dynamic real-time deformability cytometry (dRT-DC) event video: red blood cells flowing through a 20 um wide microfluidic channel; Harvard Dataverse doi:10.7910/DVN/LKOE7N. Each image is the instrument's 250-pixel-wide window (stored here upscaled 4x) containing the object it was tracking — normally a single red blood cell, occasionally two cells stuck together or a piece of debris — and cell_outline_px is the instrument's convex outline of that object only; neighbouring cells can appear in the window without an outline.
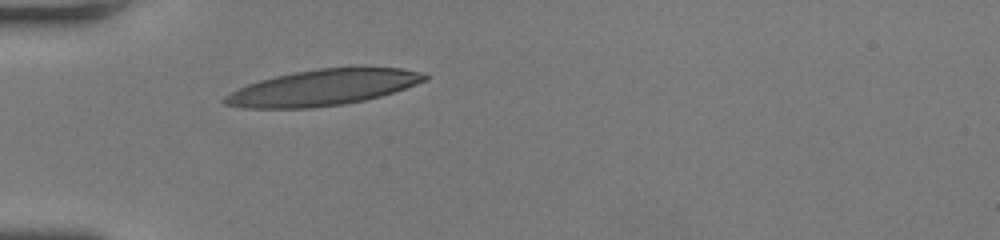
{"species": "human", "species_latin": "Homo sapiens", "temperature_condition": "room temperature", "stored_images_in_passage": 28, "camera_frame_rate_fps": 3000, "um_per_image_px": 0.085, "donor": {"sex": "female"}, "frame": {"image": 1, "passage_image": 1, "time_ms": 0.0, "image_size_px": [1000, 240], "cell_outline_px": [[428, 80], [380, 96], [364, 100], [344, 104], [312, 108], [244, 108], [224, 104], [220, 100], [224, 96], [248, 84], [260, 80], [276, 76], [296, 72], [320, 68], [360, 64], [400, 68], [420, 72], [428, 76]], "centroid_in_image_um": [27.5, 7.41], "position_along_channel_um": 57.5, "area_um2": 42.48}}
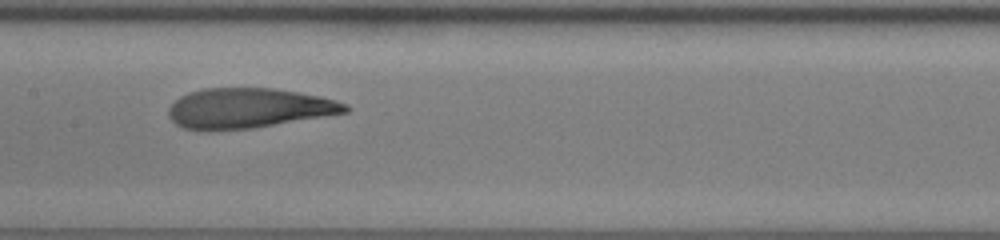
{"frame": {"image": 2, "passage_image": 11, "time_ms": 3.333, "image_size_px": [1000, 240], "cell_outline_px": [[352, 108], [348, 112], [252, 128], [184, 128], [176, 124], [168, 116], [168, 108], [180, 96], [188, 92], [204, 88], [272, 88], [320, 96], [336, 100], [348, 104]], "centroid_in_image_um": [21.16, 9.16], "position_along_channel_um": 186.2, "area_um2": 40.46}}
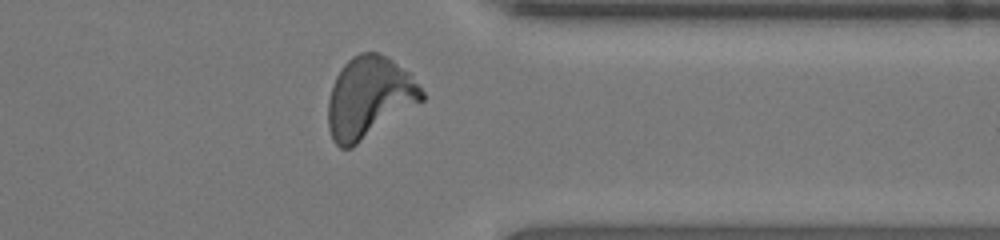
{"frame": {"image": 3, "passage_image": 25, "time_ms": 8.0, "image_size_px": [1000, 240], "cell_outline_px": [[424, 100], [352, 148], [340, 148], [332, 140], [328, 128], [328, 100], [332, 84], [340, 68], [352, 56], [360, 52], [376, 52], [388, 56], [408, 72], [424, 92]], "centroid_in_image_um": [31.35, 8.29], "position_along_channel_um": 380.0, "area_um2": 44.56}, "authors_computed_cell_mechanics": {"area_um2": 41.905, "velocity_mm_per_s": 4.2548, "shape_relaxation_time_tau1_ms": 4.6498, "shape_relaxation_time_tau2_ms": 1.2522, "deformation_change_tau1": 0.2275, "deformation_change_tau2": 0.0939}}